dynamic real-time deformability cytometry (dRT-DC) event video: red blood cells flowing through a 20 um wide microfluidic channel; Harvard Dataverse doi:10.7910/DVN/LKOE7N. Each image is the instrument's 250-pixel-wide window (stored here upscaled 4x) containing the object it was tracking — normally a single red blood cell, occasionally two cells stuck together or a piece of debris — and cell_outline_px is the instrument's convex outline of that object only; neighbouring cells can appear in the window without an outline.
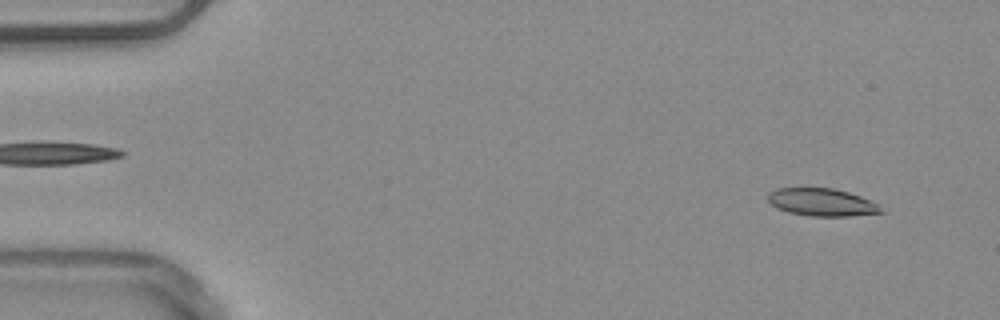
{"species": "common noctule bat (a hibernating species)", "species_latin": "Nyctalus noctula", "temperature_condition": "warm", "stored_images_in_passage": 20, "camera_frame_rate_fps": 3000, "um_per_image_px": 0.085, "animal": {"sex": "male", "body_mass_g": 20.4}, "frame": {"image": 1, "passage_image": 4, "time_ms": 1.0, "image_size_px": [1000, 320], "cell_outline_px": [[884, 212], [848, 216], [812, 216], [788, 212], [776, 208], [768, 200], [768, 192], [776, 188], [832, 188], [848, 192], [860, 196], [880, 204]], "centroid_in_image_um": [69.86, 17.19], "position_along_channel_um": 15.1, "area_um2": 18.21}}
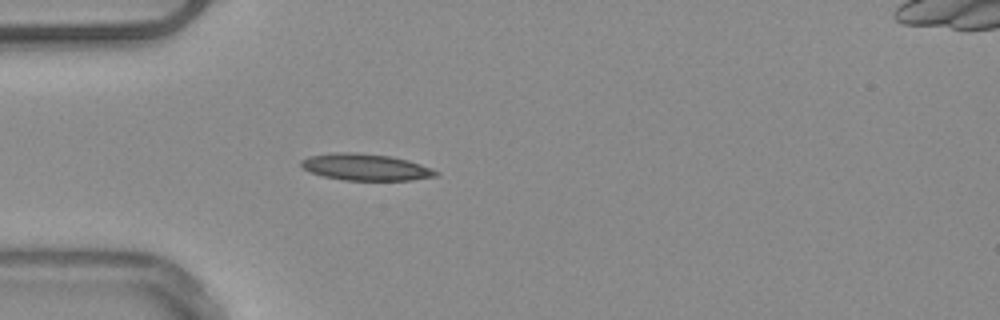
{"frame": {"image": 2, "passage_image": 15, "time_ms": 4.667, "image_size_px": [1000, 320], "cell_outline_px": [[440, 172], [436, 176], [412, 180], [344, 180], [324, 176], [312, 172], [304, 168], [300, 164], [300, 160], [308, 156], [332, 152], [356, 152], [392, 156], [408, 160], [432, 168]], "centroid_in_image_um": [31.08, 14.19], "position_along_channel_um": 53.9, "area_um2": 20.98}}
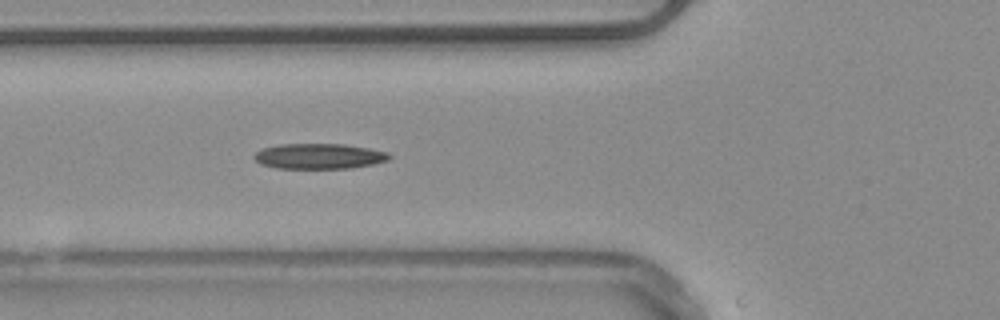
{"frame": {"image": 3, "passage_image": 19, "time_ms": 6.0, "image_size_px": [1000, 320], "cell_outline_px": [[392, 156], [388, 160], [372, 164], [348, 168], [276, 168], [260, 164], [252, 156], [256, 152], [264, 148], [280, 144], [344, 144], [368, 148], [388, 152]], "centroid_in_image_um": [27.11, 13.27], "position_along_channel_um": 98.7, "area_um2": 19.88}}